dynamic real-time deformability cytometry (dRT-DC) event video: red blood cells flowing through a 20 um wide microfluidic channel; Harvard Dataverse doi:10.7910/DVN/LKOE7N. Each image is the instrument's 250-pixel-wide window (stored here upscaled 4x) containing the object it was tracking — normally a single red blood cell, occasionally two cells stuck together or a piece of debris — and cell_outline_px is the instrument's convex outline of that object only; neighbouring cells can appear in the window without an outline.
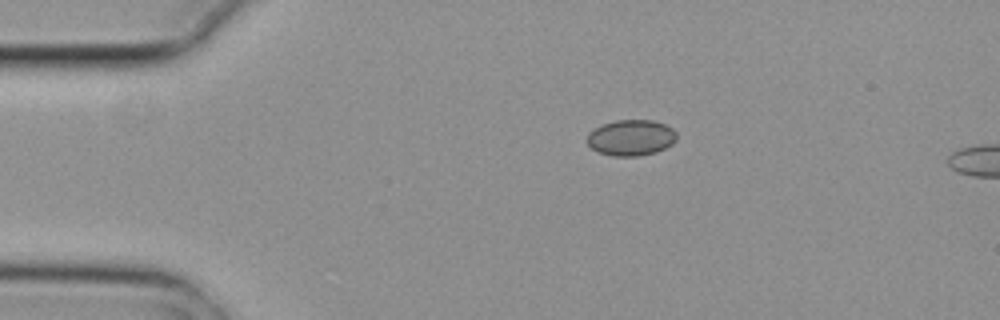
{"species": "common noctule bat (a hibernating species)", "species_latin": "Nyctalus noctula", "temperature_condition": "cold", "stored_images_in_passage": 3, "camera_frame_rate_fps": 3000, "um_per_image_px": 0.085, "animal": {"sex": "female", "body_mass_g": 29.2, "forearm_length_mm": 56.3}, "frame": {"image": 1, "passage_image": 1, "time_ms": 0.0, "image_size_px": [1000, 320], "cell_outline_px": [[676, 140], [672, 144], [656, 152], [636, 156], [612, 156], [596, 152], [584, 140], [588, 132], [600, 124], [616, 120], [652, 120], [664, 124], [672, 128], [676, 132]], "centroid_in_image_um": [53.58, 11.7], "position_along_channel_um": 31.4, "area_um2": 19.02}}